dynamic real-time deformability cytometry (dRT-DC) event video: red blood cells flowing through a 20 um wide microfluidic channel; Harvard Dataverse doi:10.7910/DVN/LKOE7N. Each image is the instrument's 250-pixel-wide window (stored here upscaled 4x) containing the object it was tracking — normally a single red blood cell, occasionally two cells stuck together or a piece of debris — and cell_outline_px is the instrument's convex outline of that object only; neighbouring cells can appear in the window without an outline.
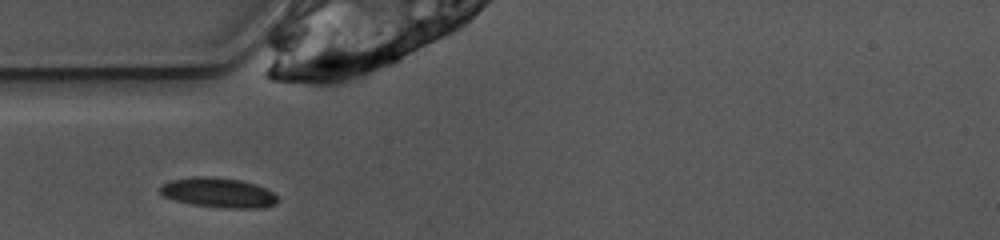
{"species": "common noctule bat (a hibernating species)", "species_latin": "Nyctalus noctula", "temperature_condition": "warm", "stored_images_in_passage": 24, "camera_frame_rate_fps": 3000, "um_per_image_px": 0.085, "animal": {"sex": "female", "body_mass_g": 10.0, "forearm_length_mm": 53.1}, "frame": {"image": 1, "passage_image": 1, "time_ms": 0.0, "image_size_px": [1000, 240], "cell_outline_px": [[276, 204], [264, 208], [224, 208], [192, 204], [176, 200], [164, 196], [160, 192], [160, 184], [172, 180], [192, 176], [212, 176], [240, 180], [256, 184], [272, 192], [276, 196]], "centroid_in_image_um": [18.55, 16.37], "position_along_channel_um": 66.5, "area_um2": 20.4}}
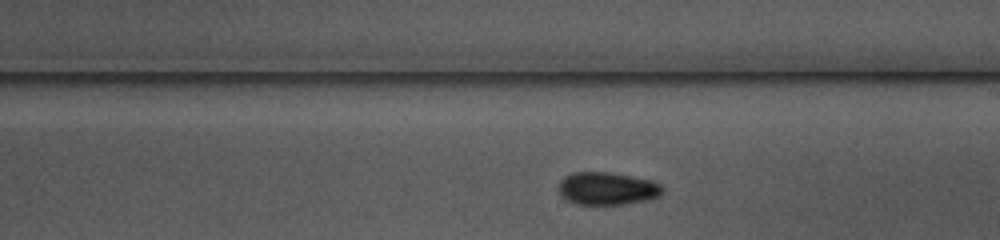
{"frame": {"image": 2, "passage_image": 14, "time_ms": 4.333, "image_size_px": [1000, 240], "cell_outline_px": [[664, 192], [660, 196], [648, 200], [624, 204], [576, 204], [568, 200], [556, 188], [560, 180], [564, 176], [572, 172], [612, 172], [652, 180], [660, 184], [664, 188]], "centroid_in_image_um": [51.63, 16.01], "position_along_channel_um": 237.4, "area_um2": 20.06}}
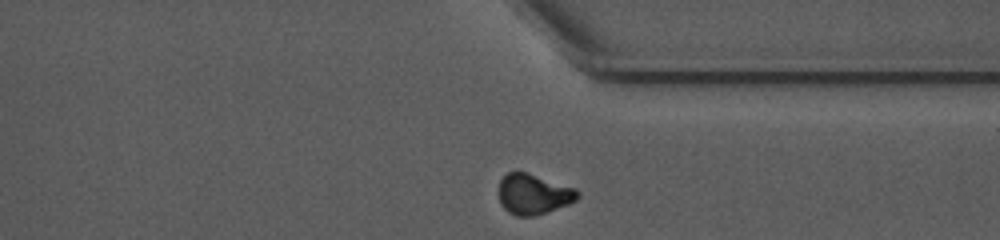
{"frame": {"image": 3, "passage_image": 24, "time_ms": 7.667, "image_size_px": [1000, 240], "cell_outline_px": [[580, 196], [576, 200], [568, 204], [548, 212], [536, 216], [516, 216], [508, 212], [500, 204], [500, 180], [508, 172], [524, 172], [576, 188], [580, 192]], "centroid_in_image_um": [45.36, 16.53], "position_along_channel_um": 366.0, "area_um2": 18.44}}